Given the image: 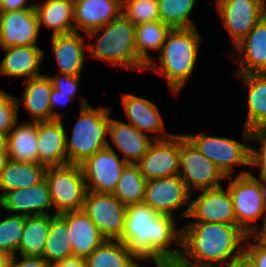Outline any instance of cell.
I'll return each instance as SVG.
<instances>
[{
  "instance_id": "obj_1",
  "label": "cell",
  "mask_w": 266,
  "mask_h": 267,
  "mask_svg": "<svg viewBox=\"0 0 266 267\" xmlns=\"http://www.w3.org/2000/svg\"><path fill=\"white\" fill-rule=\"evenodd\" d=\"M176 217L154 211L145 203L127 206L121 241L138 261H176L181 254L182 229ZM178 228V229H177ZM177 245L171 250V245Z\"/></svg>"
},
{
  "instance_id": "obj_2",
  "label": "cell",
  "mask_w": 266,
  "mask_h": 267,
  "mask_svg": "<svg viewBox=\"0 0 266 267\" xmlns=\"http://www.w3.org/2000/svg\"><path fill=\"white\" fill-rule=\"evenodd\" d=\"M179 261L190 267H227L243 260L247 234L237 224L187 221Z\"/></svg>"
},
{
  "instance_id": "obj_3",
  "label": "cell",
  "mask_w": 266,
  "mask_h": 267,
  "mask_svg": "<svg viewBox=\"0 0 266 267\" xmlns=\"http://www.w3.org/2000/svg\"><path fill=\"white\" fill-rule=\"evenodd\" d=\"M201 41L197 27L172 29L166 36L160 55L152 56L146 70L163 75L169 91L178 96L196 67Z\"/></svg>"
},
{
  "instance_id": "obj_4",
  "label": "cell",
  "mask_w": 266,
  "mask_h": 267,
  "mask_svg": "<svg viewBox=\"0 0 266 267\" xmlns=\"http://www.w3.org/2000/svg\"><path fill=\"white\" fill-rule=\"evenodd\" d=\"M85 35L89 41L98 36L94 43L87 44V50L92 58L108 62V65L111 64L115 68L146 71L147 65L136 53L135 25L122 14Z\"/></svg>"
},
{
  "instance_id": "obj_5",
  "label": "cell",
  "mask_w": 266,
  "mask_h": 267,
  "mask_svg": "<svg viewBox=\"0 0 266 267\" xmlns=\"http://www.w3.org/2000/svg\"><path fill=\"white\" fill-rule=\"evenodd\" d=\"M79 116L72 133H66L67 164H81L86 158L107 147L110 107H93L79 95Z\"/></svg>"
},
{
  "instance_id": "obj_6",
  "label": "cell",
  "mask_w": 266,
  "mask_h": 267,
  "mask_svg": "<svg viewBox=\"0 0 266 267\" xmlns=\"http://www.w3.org/2000/svg\"><path fill=\"white\" fill-rule=\"evenodd\" d=\"M243 128V140L220 136H207L204 132L183 135L226 176H232L235 165L249 167L252 131Z\"/></svg>"
},
{
  "instance_id": "obj_7",
  "label": "cell",
  "mask_w": 266,
  "mask_h": 267,
  "mask_svg": "<svg viewBox=\"0 0 266 267\" xmlns=\"http://www.w3.org/2000/svg\"><path fill=\"white\" fill-rule=\"evenodd\" d=\"M229 176L227 188L232 197L237 225L247 234L252 235L259 227L252 224L258 219H266V206L263 201L260 183L247 170Z\"/></svg>"
},
{
  "instance_id": "obj_8",
  "label": "cell",
  "mask_w": 266,
  "mask_h": 267,
  "mask_svg": "<svg viewBox=\"0 0 266 267\" xmlns=\"http://www.w3.org/2000/svg\"><path fill=\"white\" fill-rule=\"evenodd\" d=\"M45 179L49 186L54 214L82 210L87 185L80 165L65 164L48 167Z\"/></svg>"
},
{
  "instance_id": "obj_9",
  "label": "cell",
  "mask_w": 266,
  "mask_h": 267,
  "mask_svg": "<svg viewBox=\"0 0 266 267\" xmlns=\"http://www.w3.org/2000/svg\"><path fill=\"white\" fill-rule=\"evenodd\" d=\"M192 194L221 187L222 179L227 177L203 155L184 135L179 134V174ZM194 191V192H193Z\"/></svg>"
},
{
  "instance_id": "obj_10",
  "label": "cell",
  "mask_w": 266,
  "mask_h": 267,
  "mask_svg": "<svg viewBox=\"0 0 266 267\" xmlns=\"http://www.w3.org/2000/svg\"><path fill=\"white\" fill-rule=\"evenodd\" d=\"M126 209L112 193L87 190L82 210L97 226L105 240H120L125 224Z\"/></svg>"
},
{
  "instance_id": "obj_11",
  "label": "cell",
  "mask_w": 266,
  "mask_h": 267,
  "mask_svg": "<svg viewBox=\"0 0 266 267\" xmlns=\"http://www.w3.org/2000/svg\"><path fill=\"white\" fill-rule=\"evenodd\" d=\"M191 193L179 175L147 180L143 203L154 211L187 218L190 212ZM175 213V214H174Z\"/></svg>"
},
{
  "instance_id": "obj_12",
  "label": "cell",
  "mask_w": 266,
  "mask_h": 267,
  "mask_svg": "<svg viewBox=\"0 0 266 267\" xmlns=\"http://www.w3.org/2000/svg\"><path fill=\"white\" fill-rule=\"evenodd\" d=\"M215 3L216 11L231 37L233 47L266 15L264 0H216Z\"/></svg>"
},
{
  "instance_id": "obj_13",
  "label": "cell",
  "mask_w": 266,
  "mask_h": 267,
  "mask_svg": "<svg viewBox=\"0 0 266 267\" xmlns=\"http://www.w3.org/2000/svg\"><path fill=\"white\" fill-rule=\"evenodd\" d=\"M128 163L115 149L105 147L80 165L87 190L98 193H113L123 169Z\"/></svg>"
},
{
  "instance_id": "obj_14",
  "label": "cell",
  "mask_w": 266,
  "mask_h": 267,
  "mask_svg": "<svg viewBox=\"0 0 266 267\" xmlns=\"http://www.w3.org/2000/svg\"><path fill=\"white\" fill-rule=\"evenodd\" d=\"M146 180L179 174V134L154 140L136 163Z\"/></svg>"
},
{
  "instance_id": "obj_15",
  "label": "cell",
  "mask_w": 266,
  "mask_h": 267,
  "mask_svg": "<svg viewBox=\"0 0 266 267\" xmlns=\"http://www.w3.org/2000/svg\"><path fill=\"white\" fill-rule=\"evenodd\" d=\"M39 23L35 8L0 12V47L39 46Z\"/></svg>"
},
{
  "instance_id": "obj_16",
  "label": "cell",
  "mask_w": 266,
  "mask_h": 267,
  "mask_svg": "<svg viewBox=\"0 0 266 267\" xmlns=\"http://www.w3.org/2000/svg\"><path fill=\"white\" fill-rule=\"evenodd\" d=\"M201 192L197 198H193L194 194H191L190 212L187 218L194 220L190 221L237 224L228 188L218 187Z\"/></svg>"
},
{
  "instance_id": "obj_17",
  "label": "cell",
  "mask_w": 266,
  "mask_h": 267,
  "mask_svg": "<svg viewBox=\"0 0 266 267\" xmlns=\"http://www.w3.org/2000/svg\"><path fill=\"white\" fill-rule=\"evenodd\" d=\"M1 209L21 216L51 215L54 211L49 186L44 178L30 187L8 191L1 196ZM48 209V210H46Z\"/></svg>"
},
{
  "instance_id": "obj_18",
  "label": "cell",
  "mask_w": 266,
  "mask_h": 267,
  "mask_svg": "<svg viewBox=\"0 0 266 267\" xmlns=\"http://www.w3.org/2000/svg\"><path fill=\"white\" fill-rule=\"evenodd\" d=\"M230 56L239 64L234 75L266 73V15L235 46Z\"/></svg>"
},
{
  "instance_id": "obj_19",
  "label": "cell",
  "mask_w": 266,
  "mask_h": 267,
  "mask_svg": "<svg viewBox=\"0 0 266 267\" xmlns=\"http://www.w3.org/2000/svg\"><path fill=\"white\" fill-rule=\"evenodd\" d=\"M123 109L129 124L136 127L142 133H156L154 140L166 139L173 134L165 130L164 119L158 106L151 100L136 96L132 93L122 94Z\"/></svg>"
},
{
  "instance_id": "obj_20",
  "label": "cell",
  "mask_w": 266,
  "mask_h": 267,
  "mask_svg": "<svg viewBox=\"0 0 266 267\" xmlns=\"http://www.w3.org/2000/svg\"><path fill=\"white\" fill-rule=\"evenodd\" d=\"M86 35L80 32L51 35L52 51L58 63L60 74L81 76L86 61Z\"/></svg>"
},
{
  "instance_id": "obj_21",
  "label": "cell",
  "mask_w": 266,
  "mask_h": 267,
  "mask_svg": "<svg viewBox=\"0 0 266 267\" xmlns=\"http://www.w3.org/2000/svg\"><path fill=\"white\" fill-rule=\"evenodd\" d=\"M67 132L60 119L38 122L37 149L40 165L48 168L67 164Z\"/></svg>"
},
{
  "instance_id": "obj_22",
  "label": "cell",
  "mask_w": 266,
  "mask_h": 267,
  "mask_svg": "<svg viewBox=\"0 0 266 267\" xmlns=\"http://www.w3.org/2000/svg\"><path fill=\"white\" fill-rule=\"evenodd\" d=\"M108 135L112 144L108 142L107 147L115 149L123 154V159L127 163L136 164L148 151L153 137L142 133L129 123L122 122L110 117Z\"/></svg>"
},
{
  "instance_id": "obj_23",
  "label": "cell",
  "mask_w": 266,
  "mask_h": 267,
  "mask_svg": "<svg viewBox=\"0 0 266 267\" xmlns=\"http://www.w3.org/2000/svg\"><path fill=\"white\" fill-rule=\"evenodd\" d=\"M121 14L122 0H74V31L86 34Z\"/></svg>"
},
{
  "instance_id": "obj_24",
  "label": "cell",
  "mask_w": 266,
  "mask_h": 267,
  "mask_svg": "<svg viewBox=\"0 0 266 267\" xmlns=\"http://www.w3.org/2000/svg\"><path fill=\"white\" fill-rule=\"evenodd\" d=\"M6 52L0 61V74L24 77V81L41 76L39 69L45 52L39 46H11L2 48Z\"/></svg>"
},
{
  "instance_id": "obj_25",
  "label": "cell",
  "mask_w": 266,
  "mask_h": 267,
  "mask_svg": "<svg viewBox=\"0 0 266 267\" xmlns=\"http://www.w3.org/2000/svg\"><path fill=\"white\" fill-rule=\"evenodd\" d=\"M59 215L67 222L66 236L72 244L73 255L86 258L105 240L83 210L68 211Z\"/></svg>"
},
{
  "instance_id": "obj_26",
  "label": "cell",
  "mask_w": 266,
  "mask_h": 267,
  "mask_svg": "<svg viewBox=\"0 0 266 267\" xmlns=\"http://www.w3.org/2000/svg\"><path fill=\"white\" fill-rule=\"evenodd\" d=\"M25 87L21 98L16 97L17 105L24 106L32 122L53 120L50 106V94L53 83L46 74L24 81Z\"/></svg>"
},
{
  "instance_id": "obj_27",
  "label": "cell",
  "mask_w": 266,
  "mask_h": 267,
  "mask_svg": "<svg viewBox=\"0 0 266 267\" xmlns=\"http://www.w3.org/2000/svg\"><path fill=\"white\" fill-rule=\"evenodd\" d=\"M248 88L244 128L250 131L266 130V73L234 75Z\"/></svg>"
},
{
  "instance_id": "obj_28",
  "label": "cell",
  "mask_w": 266,
  "mask_h": 267,
  "mask_svg": "<svg viewBox=\"0 0 266 267\" xmlns=\"http://www.w3.org/2000/svg\"><path fill=\"white\" fill-rule=\"evenodd\" d=\"M38 122L17 121L7 134V157L16 161L39 164Z\"/></svg>"
},
{
  "instance_id": "obj_29",
  "label": "cell",
  "mask_w": 266,
  "mask_h": 267,
  "mask_svg": "<svg viewBox=\"0 0 266 267\" xmlns=\"http://www.w3.org/2000/svg\"><path fill=\"white\" fill-rule=\"evenodd\" d=\"M34 8L39 28L44 25L52 35L74 31V0H48L36 3Z\"/></svg>"
},
{
  "instance_id": "obj_30",
  "label": "cell",
  "mask_w": 266,
  "mask_h": 267,
  "mask_svg": "<svg viewBox=\"0 0 266 267\" xmlns=\"http://www.w3.org/2000/svg\"><path fill=\"white\" fill-rule=\"evenodd\" d=\"M46 169L40 164L8 158L0 174V190L2 191L0 195L38 184L45 178Z\"/></svg>"
},
{
  "instance_id": "obj_31",
  "label": "cell",
  "mask_w": 266,
  "mask_h": 267,
  "mask_svg": "<svg viewBox=\"0 0 266 267\" xmlns=\"http://www.w3.org/2000/svg\"><path fill=\"white\" fill-rule=\"evenodd\" d=\"M55 214L25 217V225L19 242V255L43 257L50 220Z\"/></svg>"
},
{
  "instance_id": "obj_32",
  "label": "cell",
  "mask_w": 266,
  "mask_h": 267,
  "mask_svg": "<svg viewBox=\"0 0 266 267\" xmlns=\"http://www.w3.org/2000/svg\"><path fill=\"white\" fill-rule=\"evenodd\" d=\"M85 261L86 267H136L139 264L119 240H104Z\"/></svg>"
},
{
  "instance_id": "obj_33",
  "label": "cell",
  "mask_w": 266,
  "mask_h": 267,
  "mask_svg": "<svg viewBox=\"0 0 266 267\" xmlns=\"http://www.w3.org/2000/svg\"><path fill=\"white\" fill-rule=\"evenodd\" d=\"M172 29L161 20L135 26V47L138 57L146 64L152 61L149 50L160 52Z\"/></svg>"
},
{
  "instance_id": "obj_34",
  "label": "cell",
  "mask_w": 266,
  "mask_h": 267,
  "mask_svg": "<svg viewBox=\"0 0 266 267\" xmlns=\"http://www.w3.org/2000/svg\"><path fill=\"white\" fill-rule=\"evenodd\" d=\"M146 183L138 165L128 163L112 194L125 206L143 203Z\"/></svg>"
},
{
  "instance_id": "obj_35",
  "label": "cell",
  "mask_w": 266,
  "mask_h": 267,
  "mask_svg": "<svg viewBox=\"0 0 266 267\" xmlns=\"http://www.w3.org/2000/svg\"><path fill=\"white\" fill-rule=\"evenodd\" d=\"M67 234V222L59 214H55L50 220L43 252V258L48 263L51 264L73 255V247L67 239Z\"/></svg>"
},
{
  "instance_id": "obj_36",
  "label": "cell",
  "mask_w": 266,
  "mask_h": 267,
  "mask_svg": "<svg viewBox=\"0 0 266 267\" xmlns=\"http://www.w3.org/2000/svg\"><path fill=\"white\" fill-rule=\"evenodd\" d=\"M197 0H158L160 20L171 29L196 27L190 15Z\"/></svg>"
},
{
  "instance_id": "obj_37",
  "label": "cell",
  "mask_w": 266,
  "mask_h": 267,
  "mask_svg": "<svg viewBox=\"0 0 266 267\" xmlns=\"http://www.w3.org/2000/svg\"><path fill=\"white\" fill-rule=\"evenodd\" d=\"M25 225V216L8 215L0 220V252L15 256Z\"/></svg>"
},
{
  "instance_id": "obj_38",
  "label": "cell",
  "mask_w": 266,
  "mask_h": 267,
  "mask_svg": "<svg viewBox=\"0 0 266 267\" xmlns=\"http://www.w3.org/2000/svg\"><path fill=\"white\" fill-rule=\"evenodd\" d=\"M122 15L135 26L160 20L158 0H122Z\"/></svg>"
},
{
  "instance_id": "obj_39",
  "label": "cell",
  "mask_w": 266,
  "mask_h": 267,
  "mask_svg": "<svg viewBox=\"0 0 266 267\" xmlns=\"http://www.w3.org/2000/svg\"><path fill=\"white\" fill-rule=\"evenodd\" d=\"M16 96L0 89V133L7 135L19 120Z\"/></svg>"
},
{
  "instance_id": "obj_40",
  "label": "cell",
  "mask_w": 266,
  "mask_h": 267,
  "mask_svg": "<svg viewBox=\"0 0 266 267\" xmlns=\"http://www.w3.org/2000/svg\"><path fill=\"white\" fill-rule=\"evenodd\" d=\"M256 141L259 149L250 146L249 166L260 169L259 175L254 177L266 178V130L253 131L250 141Z\"/></svg>"
},
{
  "instance_id": "obj_41",
  "label": "cell",
  "mask_w": 266,
  "mask_h": 267,
  "mask_svg": "<svg viewBox=\"0 0 266 267\" xmlns=\"http://www.w3.org/2000/svg\"><path fill=\"white\" fill-rule=\"evenodd\" d=\"M245 243L243 260L250 267H266V245L253 235H248Z\"/></svg>"
},
{
  "instance_id": "obj_42",
  "label": "cell",
  "mask_w": 266,
  "mask_h": 267,
  "mask_svg": "<svg viewBox=\"0 0 266 267\" xmlns=\"http://www.w3.org/2000/svg\"><path fill=\"white\" fill-rule=\"evenodd\" d=\"M53 87L59 91V93L70 94V97L75 100L77 92L79 90V82L81 76H69L65 74L56 73L54 76H49Z\"/></svg>"
},
{
  "instance_id": "obj_43",
  "label": "cell",
  "mask_w": 266,
  "mask_h": 267,
  "mask_svg": "<svg viewBox=\"0 0 266 267\" xmlns=\"http://www.w3.org/2000/svg\"><path fill=\"white\" fill-rule=\"evenodd\" d=\"M74 101L73 98L70 97V94H64V93H59L57 89L54 87L51 90L50 94V106H51V113L53 115V120L55 119H60L62 120L64 117L63 112H56L54 109L56 106L63 107L64 105H69Z\"/></svg>"
},
{
  "instance_id": "obj_44",
  "label": "cell",
  "mask_w": 266,
  "mask_h": 267,
  "mask_svg": "<svg viewBox=\"0 0 266 267\" xmlns=\"http://www.w3.org/2000/svg\"><path fill=\"white\" fill-rule=\"evenodd\" d=\"M50 266L51 264L48 263L43 257H28L19 254L11 257V267H50Z\"/></svg>"
},
{
  "instance_id": "obj_45",
  "label": "cell",
  "mask_w": 266,
  "mask_h": 267,
  "mask_svg": "<svg viewBox=\"0 0 266 267\" xmlns=\"http://www.w3.org/2000/svg\"><path fill=\"white\" fill-rule=\"evenodd\" d=\"M29 0H3L0 5V12H10L15 10H24L34 8L35 2L28 4Z\"/></svg>"
},
{
  "instance_id": "obj_46",
  "label": "cell",
  "mask_w": 266,
  "mask_h": 267,
  "mask_svg": "<svg viewBox=\"0 0 266 267\" xmlns=\"http://www.w3.org/2000/svg\"><path fill=\"white\" fill-rule=\"evenodd\" d=\"M50 267H86V261L84 257L71 255L62 260L51 263Z\"/></svg>"
},
{
  "instance_id": "obj_47",
  "label": "cell",
  "mask_w": 266,
  "mask_h": 267,
  "mask_svg": "<svg viewBox=\"0 0 266 267\" xmlns=\"http://www.w3.org/2000/svg\"><path fill=\"white\" fill-rule=\"evenodd\" d=\"M262 227L258 228L252 235L261 243L266 245V219L262 222Z\"/></svg>"
},
{
  "instance_id": "obj_48",
  "label": "cell",
  "mask_w": 266,
  "mask_h": 267,
  "mask_svg": "<svg viewBox=\"0 0 266 267\" xmlns=\"http://www.w3.org/2000/svg\"><path fill=\"white\" fill-rule=\"evenodd\" d=\"M0 267H11V256L0 252Z\"/></svg>"
},
{
  "instance_id": "obj_49",
  "label": "cell",
  "mask_w": 266,
  "mask_h": 267,
  "mask_svg": "<svg viewBox=\"0 0 266 267\" xmlns=\"http://www.w3.org/2000/svg\"><path fill=\"white\" fill-rule=\"evenodd\" d=\"M259 183H260V188H261V193L263 197L264 204L266 206V178H259L255 177Z\"/></svg>"
},
{
  "instance_id": "obj_50",
  "label": "cell",
  "mask_w": 266,
  "mask_h": 267,
  "mask_svg": "<svg viewBox=\"0 0 266 267\" xmlns=\"http://www.w3.org/2000/svg\"><path fill=\"white\" fill-rule=\"evenodd\" d=\"M0 153H7V135L0 133Z\"/></svg>"
},
{
  "instance_id": "obj_51",
  "label": "cell",
  "mask_w": 266,
  "mask_h": 267,
  "mask_svg": "<svg viewBox=\"0 0 266 267\" xmlns=\"http://www.w3.org/2000/svg\"><path fill=\"white\" fill-rule=\"evenodd\" d=\"M7 159V153H0V174Z\"/></svg>"
},
{
  "instance_id": "obj_52",
  "label": "cell",
  "mask_w": 266,
  "mask_h": 267,
  "mask_svg": "<svg viewBox=\"0 0 266 267\" xmlns=\"http://www.w3.org/2000/svg\"><path fill=\"white\" fill-rule=\"evenodd\" d=\"M168 265L169 267H190V266L184 265L179 260L168 262Z\"/></svg>"
},
{
  "instance_id": "obj_53",
  "label": "cell",
  "mask_w": 266,
  "mask_h": 267,
  "mask_svg": "<svg viewBox=\"0 0 266 267\" xmlns=\"http://www.w3.org/2000/svg\"><path fill=\"white\" fill-rule=\"evenodd\" d=\"M227 267H250L244 260H241L237 263L231 264Z\"/></svg>"
},
{
  "instance_id": "obj_54",
  "label": "cell",
  "mask_w": 266,
  "mask_h": 267,
  "mask_svg": "<svg viewBox=\"0 0 266 267\" xmlns=\"http://www.w3.org/2000/svg\"><path fill=\"white\" fill-rule=\"evenodd\" d=\"M157 267H169L168 262L161 263V264H155ZM136 267H143L138 264Z\"/></svg>"
}]
</instances>
